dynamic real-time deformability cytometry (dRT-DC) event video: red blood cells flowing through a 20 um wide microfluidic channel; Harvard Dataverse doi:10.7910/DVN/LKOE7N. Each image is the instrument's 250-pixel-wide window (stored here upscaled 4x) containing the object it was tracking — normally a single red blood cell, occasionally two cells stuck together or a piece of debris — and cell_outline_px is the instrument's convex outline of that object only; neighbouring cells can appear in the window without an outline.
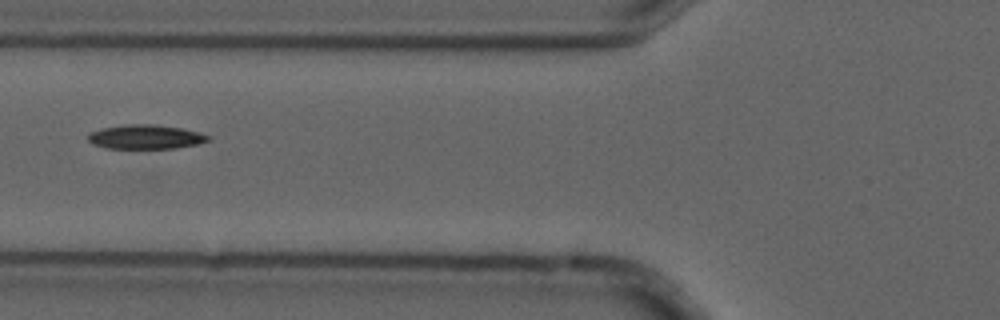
{"species": "common noctule bat (a hibernating species)", "species_latin": "Nyctalus noctula", "temperature_condition": "cold", "stored_images_in_passage": 10, "camera_frame_rate_fps": 3000, "um_per_image_px": 0.085, "animal": {"sex": "male", "forearm_length_mm": 52.5}, "frame": {"image": 1, "passage_image": 8, "time_ms": 2.333, "image_size_px": [1000, 320], "cell_outline_px": [[212, 140], [196, 144], [176, 148], [104, 148], [92, 144], [88, 140], [88, 132], [100, 128], [124, 124], [156, 124], [184, 128], [200, 132], [212, 136]], "centroid_in_image_um": [12.39, 11.62], "position_along_channel_um": 113.4, "area_um2": 17.34}}
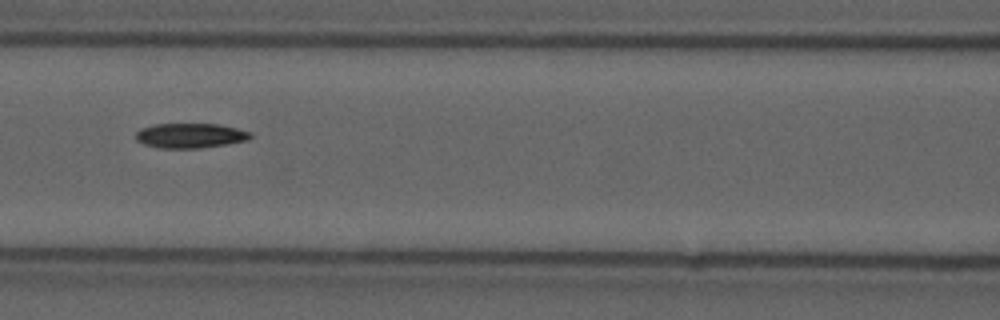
{"frame": {"image": 2, "passage_image": 9, "time_ms": 2.667, "image_size_px": [1000, 320], "cell_outline_px": [[252, 136], [248, 140], [228, 144], [200, 148], [160, 148], [144, 144], [136, 140], [136, 132], [140, 128], [156, 124], [216, 124], [236, 128], [252, 132]], "centroid_in_image_um": [16.18, 11.53], "position_along_channel_um": 150.4, "area_um2": 16.59}}
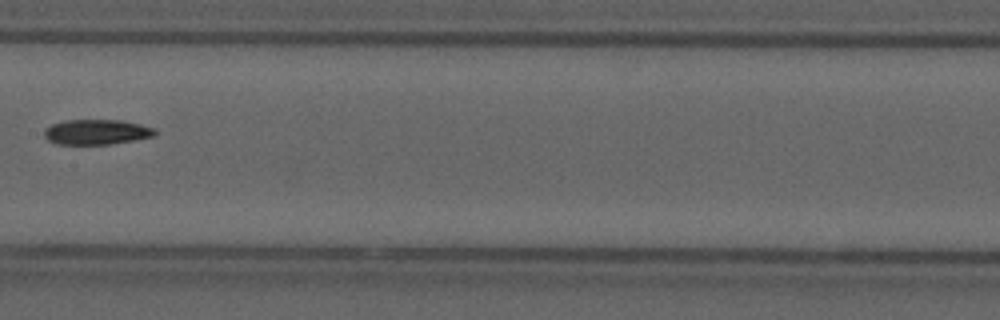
{"frame": {"image": 3, "passage_image": 10, "time_ms": 3.0, "image_size_px": [1000, 320], "cell_outline_px": [[156, 132], [152, 136], [112, 144], [56, 144], [48, 140], [44, 136], [44, 128], [52, 124], [64, 120], [120, 120], [140, 124], [156, 128]], "centroid_in_image_um": [8.17, 11.21], "position_along_channel_um": 199.2, "area_um2": 16.18}}